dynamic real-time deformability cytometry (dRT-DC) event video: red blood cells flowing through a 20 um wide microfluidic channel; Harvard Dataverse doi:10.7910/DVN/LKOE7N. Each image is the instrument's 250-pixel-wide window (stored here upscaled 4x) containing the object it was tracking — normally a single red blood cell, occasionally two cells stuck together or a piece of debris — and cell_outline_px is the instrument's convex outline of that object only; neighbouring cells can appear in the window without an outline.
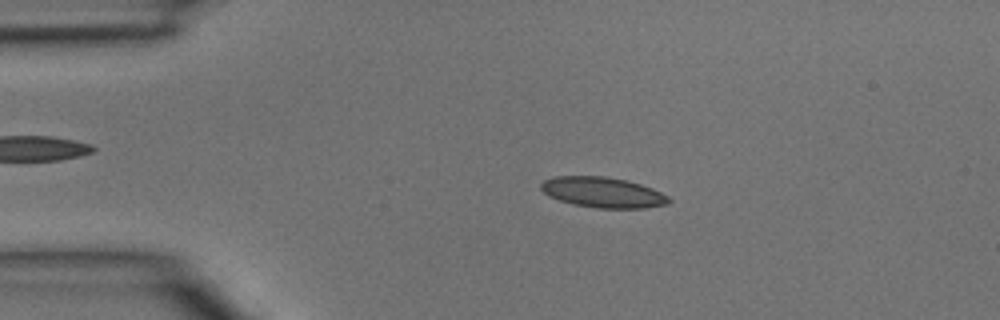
{"species": "common noctule bat (a hibernating species)", "species_latin": "Nyctalus noctula", "temperature_condition": "room temperature", "stored_images_in_passage": 3, "camera_frame_rate_fps": 3000, "um_per_image_px": 0.085, "animal": {"sex": "male", "body_mass_g": 15.6}, "frame": {"image": 1, "passage_image": 2, "time_ms": 0.333, "image_size_px": [1000, 320], "cell_outline_px": [[672, 200], [668, 204], [644, 208], [600, 208], [572, 204], [548, 196], [540, 188], [540, 184], [544, 180], [552, 176], [604, 176], [624, 180], [640, 184], [652, 188], [668, 196]], "centroid_in_image_um": [51.22, 16.35], "position_along_channel_um": 33.8, "area_um2": 22.66}}